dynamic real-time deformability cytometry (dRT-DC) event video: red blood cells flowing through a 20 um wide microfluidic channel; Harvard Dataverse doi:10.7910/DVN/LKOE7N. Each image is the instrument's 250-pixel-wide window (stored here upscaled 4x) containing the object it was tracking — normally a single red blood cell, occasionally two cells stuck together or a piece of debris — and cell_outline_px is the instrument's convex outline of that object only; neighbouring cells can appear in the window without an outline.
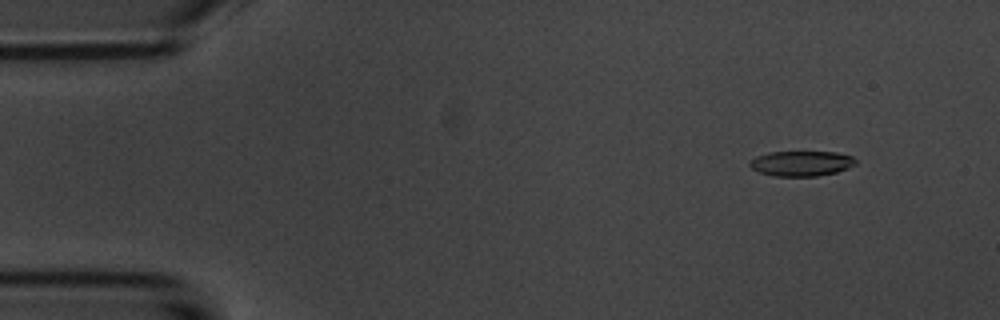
{"species": "common noctule bat (a hibernating species)", "species_latin": "Nyctalus noctula", "temperature_condition": "room temperature", "stored_images_in_passage": 55, "camera_frame_rate_fps": 3000, "um_per_image_px": 0.085, "animal": {"sex": "male", "body_mass_g": 20.1, "forearm_length_mm": 53.5}, "frame": {"image": 1, "passage_image": 6, "time_ms": 1.667, "image_size_px": [1000, 320], "cell_outline_px": [[856, 164], [848, 168], [836, 172], [816, 176], [772, 176], [760, 172], [752, 168], [748, 164], [756, 156], [768, 152], [836, 152], [852, 156], [856, 160]], "centroid_in_image_um": [68.12, 13.89], "position_along_channel_um": 16.9, "area_um2": 15.49}}
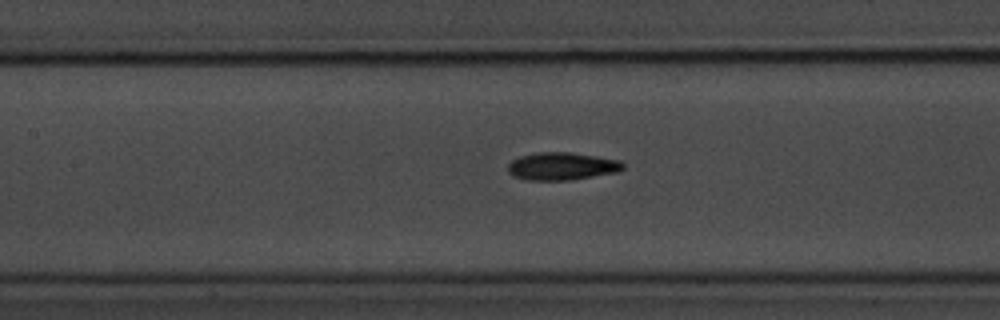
{"frame": {"image": 2, "passage_image": 25, "time_ms": 8.0, "image_size_px": [1000, 320], "cell_outline_px": [[624, 168], [620, 172], [568, 180], [528, 180], [512, 176], [508, 172], [508, 164], [512, 160], [520, 156], [536, 152], [572, 152], [620, 160], [624, 164]], "centroid_in_image_um": [47.76, 14.12], "position_along_channel_um": 159.6, "area_um2": 18.73}}
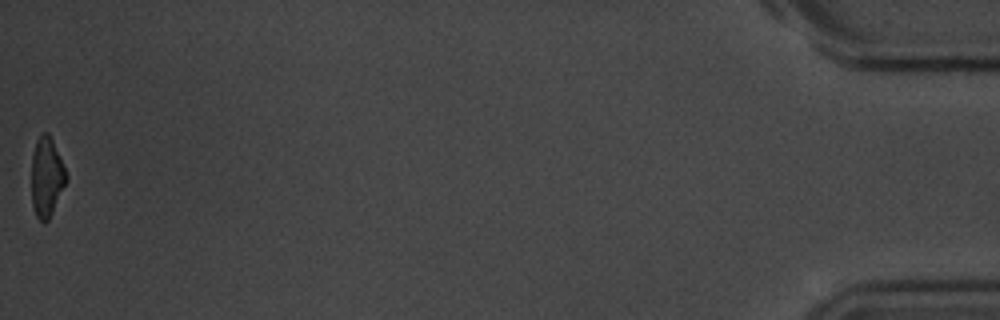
{"frame": {"image": 3, "passage_image": 55, "time_ms": 18.0, "image_size_px": [1000, 320], "cell_outline_px": [[68, 180], [48, 220], [44, 224], [36, 216], [32, 204], [32, 156], [36, 140], [40, 132], [48, 132], [52, 140], [68, 176]], "centroid_in_image_um": [3.96, 15.04], "position_along_channel_um": 431.2, "area_um2": 16.07}, "authors_computed_cell_mechanics": {"area_um2": 17.3978, "velocity_mm_per_s": 3.7142, "shape_relaxation_time_tau1_ms": 3.373, "shape_relaxation_time_tau2_ms": 4.3801, "deformation_change_tau1": 0.1388, "deformation_change_tau2": 0.1261}}